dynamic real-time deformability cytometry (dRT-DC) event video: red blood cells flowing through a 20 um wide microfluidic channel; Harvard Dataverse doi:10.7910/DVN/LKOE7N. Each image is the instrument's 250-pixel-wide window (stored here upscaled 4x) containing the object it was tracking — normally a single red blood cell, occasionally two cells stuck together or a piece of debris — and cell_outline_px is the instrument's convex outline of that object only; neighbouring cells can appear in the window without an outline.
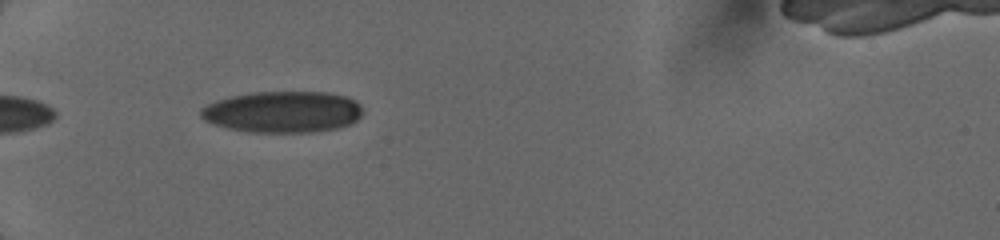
{"species": "human", "species_latin": "Homo sapiens", "temperature_condition": "cold", "stored_images_in_passage": 6, "camera_frame_rate_fps": 3000, "um_per_image_px": 0.085, "donor": {"sex": "female"}, "frame": {"image": 1, "passage_image": 1, "time_ms": 0.0, "image_size_px": [1000, 240], "cell_outline_px": [[360, 116], [356, 120], [348, 124], [336, 128], [312, 132], [248, 132], [228, 128], [212, 124], [204, 120], [200, 116], [200, 108], [216, 100], [232, 96], [252, 92], [328, 92], [344, 96], [360, 104]], "centroid_in_image_um": [23.97, 9.51], "position_along_channel_um": 61.0, "area_um2": 38.9}}
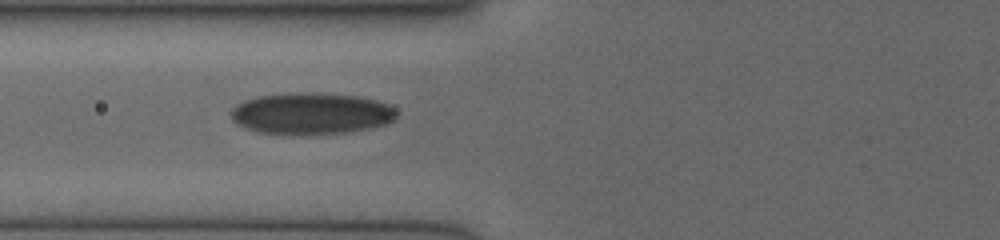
{"frame": {"image": 2, "passage_image": 5, "time_ms": 1.333, "image_size_px": [1000, 240], "cell_outline_px": [[396, 116], [388, 124], [372, 128], [348, 132], [308, 136], [292, 136], [256, 132], [244, 128], [236, 124], [232, 120], [232, 108], [248, 100], [260, 96], [308, 92], [356, 96], [376, 100], [388, 104], [396, 112]], "centroid_in_image_um": [26.46, 9.7], "position_along_channel_um": 99.3, "area_um2": 40.46}}